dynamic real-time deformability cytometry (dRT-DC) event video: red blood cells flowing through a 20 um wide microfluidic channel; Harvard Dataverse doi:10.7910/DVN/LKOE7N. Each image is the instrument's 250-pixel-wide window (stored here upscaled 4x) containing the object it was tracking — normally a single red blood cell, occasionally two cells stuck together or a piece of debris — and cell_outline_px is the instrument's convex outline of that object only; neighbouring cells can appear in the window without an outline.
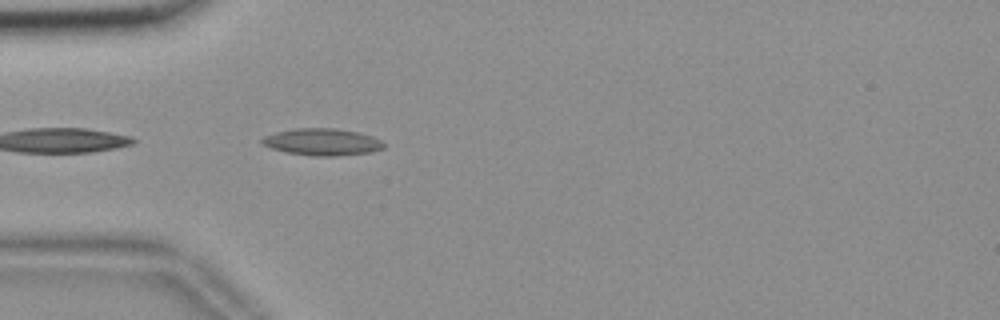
{"species": "common noctule bat (a hibernating species)", "species_latin": "Nyctalus noctula", "temperature_condition": "room temperature", "stored_images_in_passage": 9, "camera_frame_rate_fps": 3000, "um_per_image_px": 0.085, "animal": {"sex": "female", "body_mass_g": 18.4}, "frame": {"image": 1, "passage_image": 2, "time_ms": 0.333, "image_size_px": [1000, 320], "cell_outline_px": [[388, 144], [384, 148], [372, 152], [336, 156], [312, 156], [284, 152], [260, 144], [260, 140], [264, 136], [276, 132], [296, 128], [336, 128], [360, 132], [372, 136]], "centroid_in_image_um": [27.41, 12.07], "position_along_channel_um": 57.6, "area_um2": 19.42}}